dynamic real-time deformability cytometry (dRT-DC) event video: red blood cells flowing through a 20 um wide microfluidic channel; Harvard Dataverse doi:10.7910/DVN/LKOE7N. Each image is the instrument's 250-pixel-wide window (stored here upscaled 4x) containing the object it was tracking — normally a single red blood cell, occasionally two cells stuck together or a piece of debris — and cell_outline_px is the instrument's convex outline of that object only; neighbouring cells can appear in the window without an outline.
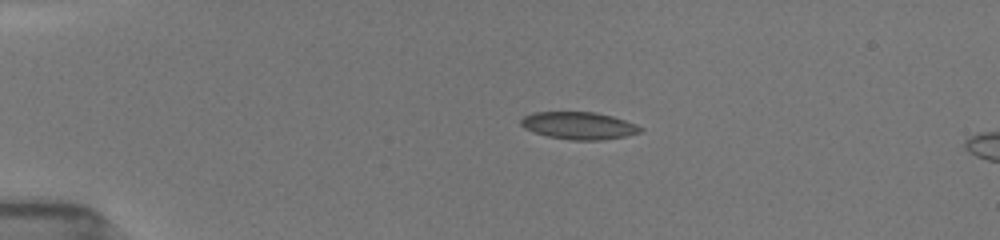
{"species": "common noctule bat (a hibernating species)", "species_latin": "Nyctalus noctula", "temperature_condition": "room temperature", "stored_images_in_passage": 6, "camera_frame_rate_fps": 3000, "um_per_image_px": 0.085, "animal": {"sex": "female", "body_mass_g": 19.5, "forearm_length_mm": 54.1}, "frame": {"image": 1, "passage_image": 4, "time_ms": 3.0, "image_size_px": [1000, 240], "cell_outline_px": [[644, 128], [640, 132], [624, 136], [604, 140], [572, 140], [548, 136], [524, 128], [520, 124], [520, 120], [524, 116], [532, 112], [596, 112], [612, 116], [636, 124]], "centroid_in_image_um": [49.2, 10.67], "position_along_channel_um": 35.8, "area_um2": 18.96}}